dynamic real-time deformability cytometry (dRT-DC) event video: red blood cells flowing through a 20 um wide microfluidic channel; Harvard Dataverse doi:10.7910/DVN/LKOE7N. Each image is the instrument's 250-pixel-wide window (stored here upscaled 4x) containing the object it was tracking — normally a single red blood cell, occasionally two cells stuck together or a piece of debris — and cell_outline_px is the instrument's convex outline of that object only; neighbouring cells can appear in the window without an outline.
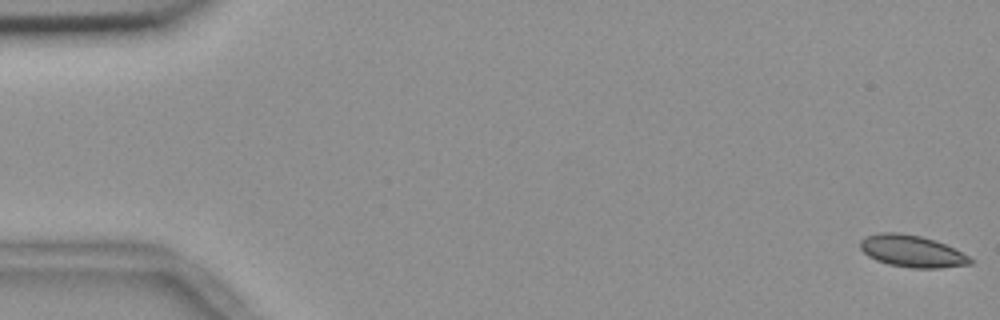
{"species": "common noctule bat (a hibernating species)", "species_latin": "Nyctalus noctula", "temperature_condition": "room temperature", "stored_images_in_passage": 56, "camera_frame_rate_fps": 3000, "um_per_image_px": 0.085, "animal": {"sex": "female", "body_mass_g": 18.4}, "frame": {"image": 1, "passage_image": 1, "time_ms": 0.0, "image_size_px": [1000, 320], "cell_outline_px": [[972, 264], [940, 268], [912, 268], [888, 264], [876, 260], [868, 256], [860, 248], [860, 240], [864, 236], [880, 232], [896, 232], [920, 236], [944, 244], [968, 256], [972, 260]], "centroid_in_image_um": [77.46, 21.35], "position_along_channel_um": 7.5, "area_um2": 20.29}}
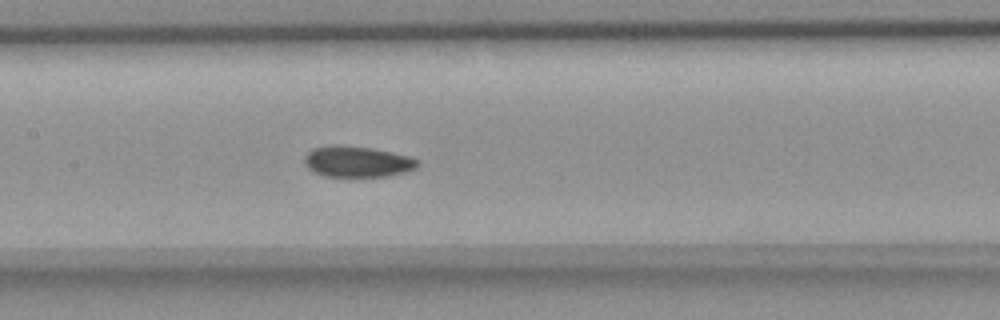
{"frame": {"image": 2, "passage_image": 27, "time_ms": 8.667, "image_size_px": [1000, 320], "cell_outline_px": [[420, 164], [416, 168], [408, 172], [388, 176], [324, 176], [312, 172], [304, 164], [304, 156], [312, 148], [332, 144], [340, 144], [372, 148], [412, 156], [420, 160]], "centroid_in_image_um": [30.39, 13.73], "position_along_channel_um": 177.0, "area_um2": 20.92}}
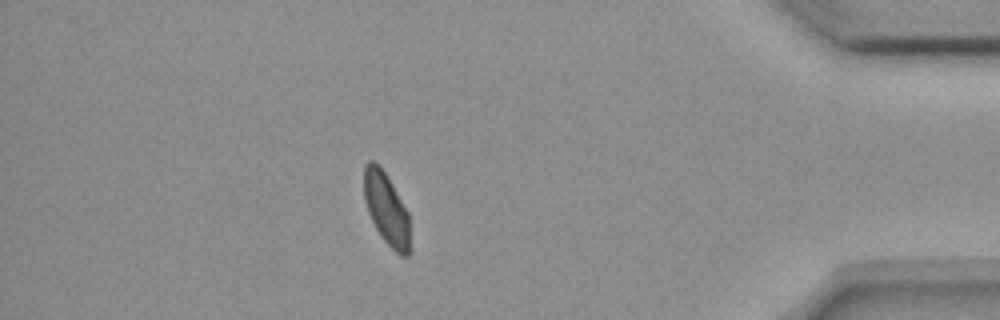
{"frame": {"image": 3, "passage_image": 49, "time_ms": 16.0, "image_size_px": [1000, 320], "cell_outline_px": [[408, 256], [400, 256], [384, 240], [376, 228], [368, 212], [364, 200], [364, 164], [368, 160], [372, 160], [380, 164], [408, 212]], "centroid_in_image_um": [32.8, 17.68], "position_along_channel_um": 402.4, "area_um2": 18.96}, "authors_computed_cell_mechanics": {"area_um2": 20.6924, "velocity_mm_per_s": 3.6587, "shape_relaxation_time_tau1_ms": 8.7737, "shape_relaxation_time_tau2_ms": 5.5616, "deformation_change_tau1": 0.13, "deformation_change_tau2": 0.0643}}